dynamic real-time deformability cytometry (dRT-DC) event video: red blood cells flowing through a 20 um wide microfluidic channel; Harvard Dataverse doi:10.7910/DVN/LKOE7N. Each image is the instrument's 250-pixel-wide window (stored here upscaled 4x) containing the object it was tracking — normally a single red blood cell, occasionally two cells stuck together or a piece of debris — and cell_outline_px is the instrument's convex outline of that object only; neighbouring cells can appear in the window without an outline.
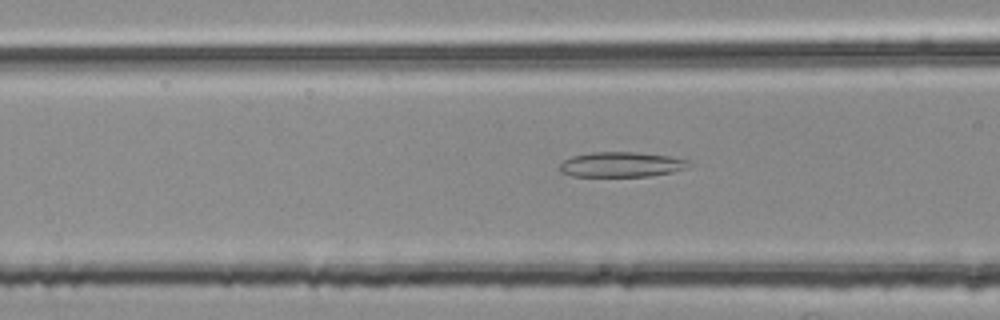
{"species": "common noctule bat (a hibernating species)", "species_latin": "Nyctalus noctula", "temperature_condition": "room temperature", "stored_images_in_passage": 40, "camera_frame_rate_fps": 3000, "um_per_image_px": 0.085, "animal": {"sex": "female", "body_mass_g": 25.1}, "frame": {"image": 1, "passage_image": 7, "time_ms": 2.0, "image_size_px": [1000, 320], "cell_outline_px": [[692, 164], [688, 168], [672, 172], [652, 176], [572, 176], [560, 172], [560, 164], [564, 160], [572, 156], [592, 152], [636, 152], [668, 156], [692, 160]], "centroid_in_image_um": [52.87, 13.98], "position_along_channel_um": 113.7, "area_um2": 19.02}}
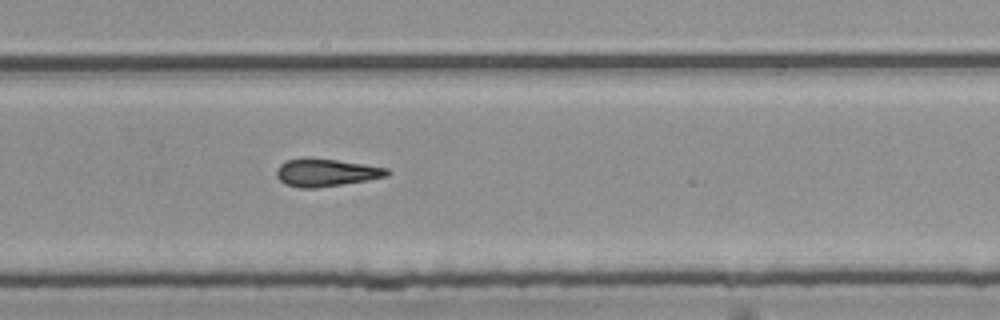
{"frame": {"image": 2, "passage_image": 22, "time_ms": 7.0, "image_size_px": [1000, 320], "cell_outline_px": [[392, 172], [388, 176], [368, 180], [316, 188], [300, 188], [284, 184], [276, 176], [276, 168], [280, 164], [288, 160], [336, 160], [364, 164], [388, 168]], "centroid_in_image_um": [27.75, 14.7], "position_along_channel_um": 302.0, "area_um2": 17.4}}
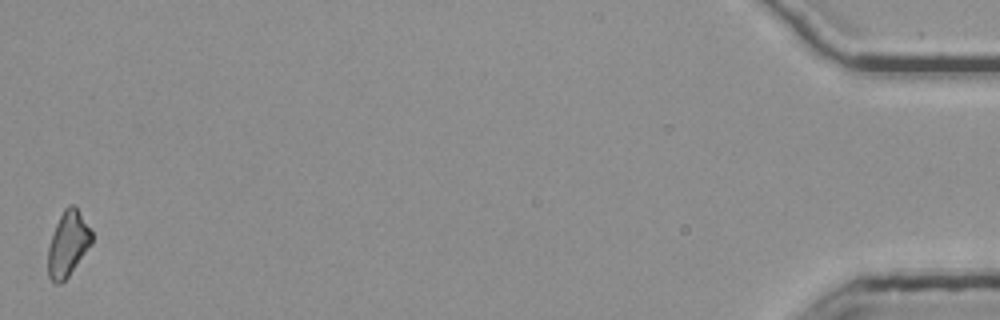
{"frame": {"image": 3, "passage_image": 40, "time_ms": 13.0, "image_size_px": [1000, 320], "cell_outline_px": [[92, 244], [68, 276], [60, 284], [56, 284], [48, 276], [48, 248], [56, 224], [64, 208], [68, 204], [72, 204], [76, 208], [92, 232]], "centroid_in_image_um": [5.77, 20.74], "position_along_channel_um": 429.4, "area_um2": 16.3}, "authors_computed_cell_mechanics": {"area_um2": 17.3689, "velocity_mm_per_s": 3.7656, "shape_relaxation_time_tau1_ms": null, "shape_relaxation_time_tau2_ms": 4.7317, "deformation_change_tau1": null, "deformation_change_tau2": 0.1651}}